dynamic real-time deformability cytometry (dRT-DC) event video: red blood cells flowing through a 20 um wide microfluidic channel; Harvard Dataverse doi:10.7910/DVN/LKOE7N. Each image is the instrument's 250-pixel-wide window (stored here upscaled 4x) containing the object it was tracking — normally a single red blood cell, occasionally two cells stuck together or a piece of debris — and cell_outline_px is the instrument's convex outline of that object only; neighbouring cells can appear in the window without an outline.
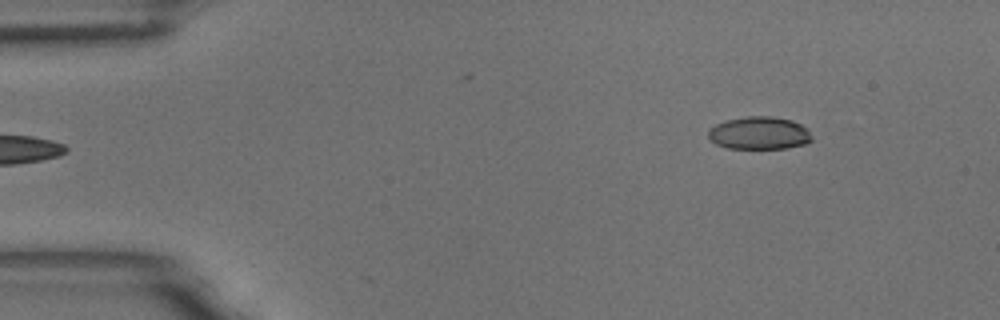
{"species": "common noctule bat (a hibernating species)", "species_latin": "Nyctalus noctula", "temperature_condition": "room temperature", "stored_images_in_passage": 5, "segment_of_instrument_passage": [2, 2], "camera_frame_rate_fps": 3000, "um_per_image_px": 0.085, "animal": {"sex": "male", "body_mass_g": 18.8}, "frame": {"image": 1, "passage_image": 5, "time_ms": 1.333, "image_size_px": [1000, 320], "cell_outline_px": [[812, 140], [804, 144], [784, 148], [728, 148], [716, 144], [708, 140], [708, 128], [724, 120], [748, 116], [772, 116], [792, 120], [808, 128], [812, 136]], "centroid_in_image_um": [64.51, 11.3], "position_along_channel_um": 20.5, "area_um2": 19.94}}